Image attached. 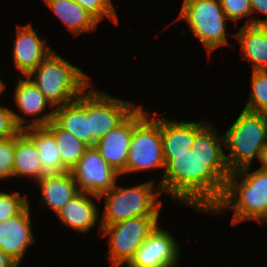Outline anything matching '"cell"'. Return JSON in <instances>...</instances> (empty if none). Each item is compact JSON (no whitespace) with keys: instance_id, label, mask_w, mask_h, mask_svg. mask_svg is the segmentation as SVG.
Returning a JSON list of instances; mask_svg holds the SVG:
<instances>
[{"instance_id":"8fae6325","label":"cell","mask_w":267,"mask_h":267,"mask_svg":"<svg viewBox=\"0 0 267 267\" xmlns=\"http://www.w3.org/2000/svg\"><path fill=\"white\" fill-rule=\"evenodd\" d=\"M139 105L119 126L96 142L103 159L120 175H126V162L134 127L148 114Z\"/></svg>"},{"instance_id":"e575fe53","label":"cell","mask_w":267,"mask_h":267,"mask_svg":"<svg viewBox=\"0 0 267 267\" xmlns=\"http://www.w3.org/2000/svg\"><path fill=\"white\" fill-rule=\"evenodd\" d=\"M260 223H267V212L266 214L263 216V218L259 221Z\"/></svg>"},{"instance_id":"7402d4cb","label":"cell","mask_w":267,"mask_h":267,"mask_svg":"<svg viewBox=\"0 0 267 267\" xmlns=\"http://www.w3.org/2000/svg\"><path fill=\"white\" fill-rule=\"evenodd\" d=\"M44 3L74 37L97 30L99 22L74 0H47Z\"/></svg>"},{"instance_id":"d6986e66","label":"cell","mask_w":267,"mask_h":267,"mask_svg":"<svg viewBox=\"0 0 267 267\" xmlns=\"http://www.w3.org/2000/svg\"><path fill=\"white\" fill-rule=\"evenodd\" d=\"M34 183L40 187V205L45 203L44 207L50 208L54 214L80 192L71 171L44 176Z\"/></svg>"},{"instance_id":"8992f818","label":"cell","mask_w":267,"mask_h":267,"mask_svg":"<svg viewBox=\"0 0 267 267\" xmlns=\"http://www.w3.org/2000/svg\"><path fill=\"white\" fill-rule=\"evenodd\" d=\"M175 21L184 20L189 31L198 38L208 55L215 49L228 45L226 21L228 20L219 0H183Z\"/></svg>"},{"instance_id":"d6a6232c","label":"cell","mask_w":267,"mask_h":267,"mask_svg":"<svg viewBox=\"0 0 267 267\" xmlns=\"http://www.w3.org/2000/svg\"><path fill=\"white\" fill-rule=\"evenodd\" d=\"M259 163H261V166L259 168L267 171V143L262 150V154H261Z\"/></svg>"},{"instance_id":"6da1fadb","label":"cell","mask_w":267,"mask_h":267,"mask_svg":"<svg viewBox=\"0 0 267 267\" xmlns=\"http://www.w3.org/2000/svg\"><path fill=\"white\" fill-rule=\"evenodd\" d=\"M207 124L195 137L191 152L173 155L165 167L160 190L180 204L209 213L219 202L231 174L223 150V136Z\"/></svg>"},{"instance_id":"e0dca14e","label":"cell","mask_w":267,"mask_h":267,"mask_svg":"<svg viewBox=\"0 0 267 267\" xmlns=\"http://www.w3.org/2000/svg\"><path fill=\"white\" fill-rule=\"evenodd\" d=\"M16 81H18L14 90L16 106L24 115L34 117L28 122V127L46 126L49 124L54 118V107L48 102L43 93L29 77L18 76ZM47 106L53 108L49 113L44 111ZM36 115L41 116L37 117Z\"/></svg>"},{"instance_id":"4dcf8cb0","label":"cell","mask_w":267,"mask_h":267,"mask_svg":"<svg viewBox=\"0 0 267 267\" xmlns=\"http://www.w3.org/2000/svg\"><path fill=\"white\" fill-rule=\"evenodd\" d=\"M252 8V14L256 11L258 14H264L267 16V0H249ZM245 24H267V18L259 19L253 16L246 20Z\"/></svg>"},{"instance_id":"ffe728a7","label":"cell","mask_w":267,"mask_h":267,"mask_svg":"<svg viewBox=\"0 0 267 267\" xmlns=\"http://www.w3.org/2000/svg\"><path fill=\"white\" fill-rule=\"evenodd\" d=\"M233 36L241 54L252 64V71L267 70V24H244Z\"/></svg>"},{"instance_id":"9a60e30c","label":"cell","mask_w":267,"mask_h":267,"mask_svg":"<svg viewBox=\"0 0 267 267\" xmlns=\"http://www.w3.org/2000/svg\"><path fill=\"white\" fill-rule=\"evenodd\" d=\"M53 121L87 147L96 145L90 132V88L76 101L54 108Z\"/></svg>"},{"instance_id":"5bb4252c","label":"cell","mask_w":267,"mask_h":267,"mask_svg":"<svg viewBox=\"0 0 267 267\" xmlns=\"http://www.w3.org/2000/svg\"><path fill=\"white\" fill-rule=\"evenodd\" d=\"M17 34L13 40V62L21 76H28L53 50L46 40L39 37L31 23L17 25Z\"/></svg>"},{"instance_id":"2e32d148","label":"cell","mask_w":267,"mask_h":267,"mask_svg":"<svg viewBox=\"0 0 267 267\" xmlns=\"http://www.w3.org/2000/svg\"><path fill=\"white\" fill-rule=\"evenodd\" d=\"M208 124L205 121H175L160 117V129L165 167L173 155L191 152L196 135Z\"/></svg>"},{"instance_id":"30bf717a","label":"cell","mask_w":267,"mask_h":267,"mask_svg":"<svg viewBox=\"0 0 267 267\" xmlns=\"http://www.w3.org/2000/svg\"><path fill=\"white\" fill-rule=\"evenodd\" d=\"M96 89V90H95ZM138 106L132 101L114 98L90 86V132L98 141L119 126Z\"/></svg>"},{"instance_id":"9c48e42d","label":"cell","mask_w":267,"mask_h":267,"mask_svg":"<svg viewBox=\"0 0 267 267\" xmlns=\"http://www.w3.org/2000/svg\"><path fill=\"white\" fill-rule=\"evenodd\" d=\"M71 173L79 191L96 196L111 190L120 176L103 159L95 146L85 149L83 156Z\"/></svg>"},{"instance_id":"3957f363","label":"cell","mask_w":267,"mask_h":267,"mask_svg":"<svg viewBox=\"0 0 267 267\" xmlns=\"http://www.w3.org/2000/svg\"><path fill=\"white\" fill-rule=\"evenodd\" d=\"M29 77L54 107L76 101L90 86V76L52 50Z\"/></svg>"},{"instance_id":"ba28073f","label":"cell","mask_w":267,"mask_h":267,"mask_svg":"<svg viewBox=\"0 0 267 267\" xmlns=\"http://www.w3.org/2000/svg\"><path fill=\"white\" fill-rule=\"evenodd\" d=\"M160 216H138L101 226V235L109 236L108 258L111 267L127 265L136 250L159 225Z\"/></svg>"},{"instance_id":"f546056e","label":"cell","mask_w":267,"mask_h":267,"mask_svg":"<svg viewBox=\"0 0 267 267\" xmlns=\"http://www.w3.org/2000/svg\"><path fill=\"white\" fill-rule=\"evenodd\" d=\"M228 21L238 22L241 18L252 14L249 0H219Z\"/></svg>"},{"instance_id":"484cf974","label":"cell","mask_w":267,"mask_h":267,"mask_svg":"<svg viewBox=\"0 0 267 267\" xmlns=\"http://www.w3.org/2000/svg\"><path fill=\"white\" fill-rule=\"evenodd\" d=\"M21 116L11 108L0 106V139L10 138L28 128V120Z\"/></svg>"},{"instance_id":"83f0119b","label":"cell","mask_w":267,"mask_h":267,"mask_svg":"<svg viewBox=\"0 0 267 267\" xmlns=\"http://www.w3.org/2000/svg\"><path fill=\"white\" fill-rule=\"evenodd\" d=\"M27 197V194L21 196L18 191H0V222L18 214L29 203Z\"/></svg>"},{"instance_id":"cb8c5ba5","label":"cell","mask_w":267,"mask_h":267,"mask_svg":"<svg viewBox=\"0 0 267 267\" xmlns=\"http://www.w3.org/2000/svg\"><path fill=\"white\" fill-rule=\"evenodd\" d=\"M46 126L54 133L62 165L71 171L83 156L87 146L70 132L61 129L53 120Z\"/></svg>"},{"instance_id":"ac0fdd59","label":"cell","mask_w":267,"mask_h":267,"mask_svg":"<svg viewBox=\"0 0 267 267\" xmlns=\"http://www.w3.org/2000/svg\"><path fill=\"white\" fill-rule=\"evenodd\" d=\"M99 196L80 191L76 196L70 199L57 213L61 223L77 232L86 233L91 228L96 227L99 221L98 204L92 200Z\"/></svg>"},{"instance_id":"44dd1931","label":"cell","mask_w":267,"mask_h":267,"mask_svg":"<svg viewBox=\"0 0 267 267\" xmlns=\"http://www.w3.org/2000/svg\"><path fill=\"white\" fill-rule=\"evenodd\" d=\"M23 131L34 141L41 159V178L68 170L62 165L54 133L47 126H32Z\"/></svg>"},{"instance_id":"52a82bcc","label":"cell","mask_w":267,"mask_h":267,"mask_svg":"<svg viewBox=\"0 0 267 267\" xmlns=\"http://www.w3.org/2000/svg\"><path fill=\"white\" fill-rule=\"evenodd\" d=\"M158 113H148L135 127L132 133L131 144L126 162V174L141 171L163 169L165 162L160 129V116Z\"/></svg>"},{"instance_id":"f1b7e54d","label":"cell","mask_w":267,"mask_h":267,"mask_svg":"<svg viewBox=\"0 0 267 267\" xmlns=\"http://www.w3.org/2000/svg\"><path fill=\"white\" fill-rule=\"evenodd\" d=\"M15 136L0 139V180L13 178Z\"/></svg>"},{"instance_id":"1f68e13d","label":"cell","mask_w":267,"mask_h":267,"mask_svg":"<svg viewBox=\"0 0 267 267\" xmlns=\"http://www.w3.org/2000/svg\"><path fill=\"white\" fill-rule=\"evenodd\" d=\"M6 253L0 250V267H19Z\"/></svg>"},{"instance_id":"4316f807","label":"cell","mask_w":267,"mask_h":267,"mask_svg":"<svg viewBox=\"0 0 267 267\" xmlns=\"http://www.w3.org/2000/svg\"><path fill=\"white\" fill-rule=\"evenodd\" d=\"M88 13H90L99 23L102 19L109 18L110 21L117 24L118 15L112 0H74Z\"/></svg>"},{"instance_id":"7a4b0ae2","label":"cell","mask_w":267,"mask_h":267,"mask_svg":"<svg viewBox=\"0 0 267 267\" xmlns=\"http://www.w3.org/2000/svg\"><path fill=\"white\" fill-rule=\"evenodd\" d=\"M250 169L248 166L231 172L224 193L210 214L233 210L232 225L245 220L259 223L267 212V171L258 168L250 172Z\"/></svg>"},{"instance_id":"277c9868","label":"cell","mask_w":267,"mask_h":267,"mask_svg":"<svg viewBox=\"0 0 267 267\" xmlns=\"http://www.w3.org/2000/svg\"><path fill=\"white\" fill-rule=\"evenodd\" d=\"M227 166L231 172L252 165L260 160L267 143V114L243 109L234 123L223 134Z\"/></svg>"},{"instance_id":"5b68a950","label":"cell","mask_w":267,"mask_h":267,"mask_svg":"<svg viewBox=\"0 0 267 267\" xmlns=\"http://www.w3.org/2000/svg\"><path fill=\"white\" fill-rule=\"evenodd\" d=\"M159 183L153 180L143 182L132 187H118L116 185L99 196L104 198V208L99 221L101 226L121 222L138 216H160L162 201Z\"/></svg>"},{"instance_id":"7c38bea8","label":"cell","mask_w":267,"mask_h":267,"mask_svg":"<svg viewBox=\"0 0 267 267\" xmlns=\"http://www.w3.org/2000/svg\"><path fill=\"white\" fill-rule=\"evenodd\" d=\"M180 248L175 237L160 224L136 250L127 267H176Z\"/></svg>"},{"instance_id":"836d02e7","label":"cell","mask_w":267,"mask_h":267,"mask_svg":"<svg viewBox=\"0 0 267 267\" xmlns=\"http://www.w3.org/2000/svg\"><path fill=\"white\" fill-rule=\"evenodd\" d=\"M5 89H6V84L0 78V97L2 96L3 92L5 91Z\"/></svg>"},{"instance_id":"603a6c76","label":"cell","mask_w":267,"mask_h":267,"mask_svg":"<svg viewBox=\"0 0 267 267\" xmlns=\"http://www.w3.org/2000/svg\"><path fill=\"white\" fill-rule=\"evenodd\" d=\"M41 159L34 141L20 130L15 135L14 177H27L33 181L41 179Z\"/></svg>"},{"instance_id":"d4e9b609","label":"cell","mask_w":267,"mask_h":267,"mask_svg":"<svg viewBox=\"0 0 267 267\" xmlns=\"http://www.w3.org/2000/svg\"><path fill=\"white\" fill-rule=\"evenodd\" d=\"M245 110L267 114V70L251 73V91Z\"/></svg>"},{"instance_id":"4fadbf2b","label":"cell","mask_w":267,"mask_h":267,"mask_svg":"<svg viewBox=\"0 0 267 267\" xmlns=\"http://www.w3.org/2000/svg\"><path fill=\"white\" fill-rule=\"evenodd\" d=\"M30 212L29 200V203L18 214L0 222V250L18 265L28 247L35 243Z\"/></svg>"}]
</instances>
